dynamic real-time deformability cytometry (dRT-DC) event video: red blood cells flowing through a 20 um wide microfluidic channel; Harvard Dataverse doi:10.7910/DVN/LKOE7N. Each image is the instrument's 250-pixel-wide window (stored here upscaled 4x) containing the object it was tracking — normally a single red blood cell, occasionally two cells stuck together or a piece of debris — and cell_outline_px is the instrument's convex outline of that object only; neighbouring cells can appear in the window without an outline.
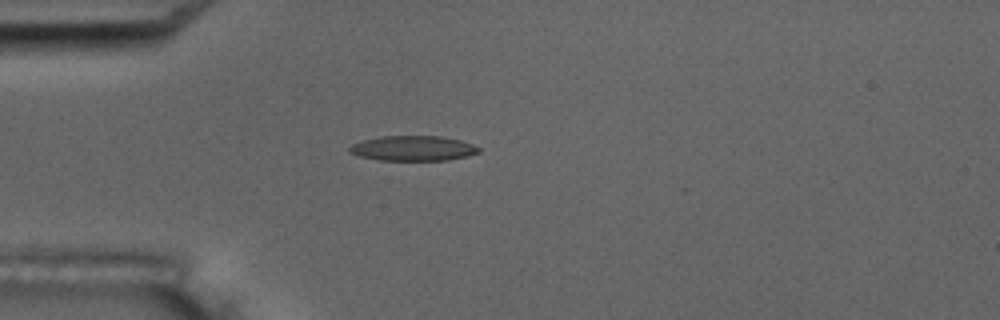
{"species": "common noctule bat (a hibernating species)", "species_latin": "Nyctalus noctula", "temperature_condition": "room temperature", "stored_images_in_passage": 5, "camera_frame_rate_fps": 3000, "um_per_image_px": 0.085, "animal": {"sex": "male", "body_mass_g": 17.5, "forearm_length_mm": 52.3}, "frame": {"image": 1, "passage_image": 4, "time_ms": 3.667, "image_size_px": [1000, 320], "cell_outline_px": [[480, 152], [448, 160], [380, 160], [360, 156], [348, 152], [348, 148], [352, 144], [364, 140], [380, 136], [440, 136], [460, 140], [472, 144], [480, 148]], "centroid_in_image_um": [35.09, 12.6], "position_along_channel_um": 49.9, "area_um2": 18.73}}